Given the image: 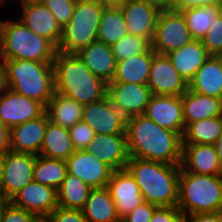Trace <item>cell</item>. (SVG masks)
<instances>
[{
	"label": "cell",
	"instance_id": "6da1fadb",
	"mask_svg": "<svg viewBox=\"0 0 222 222\" xmlns=\"http://www.w3.org/2000/svg\"><path fill=\"white\" fill-rule=\"evenodd\" d=\"M126 138L130 157L180 165L182 136L165 129L146 115L127 118Z\"/></svg>",
	"mask_w": 222,
	"mask_h": 222
},
{
	"label": "cell",
	"instance_id": "7a4b0ae2",
	"mask_svg": "<svg viewBox=\"0 0 222 222\" xmlns=\"http://www.w3.org/2000/svg\"><path fill=\"white\" fill-rule=\"evenodd\" d=\"M52 65L55 92L81 105L98 101L107 95V83L94 75L76 54L57 51Z\"/></svg>",
	"mask_w": 222,
	"mask_h": 222
},
{
	"label": "cell",
	"instance_id": "3957f363",
	"mask_svg": "<svg viewBox=\"0 0 222 222\" xmlns=\"http://www.w3.org/2000/svg\"><path fill=\"white\" fill-rule=\"evenodd\" d=\"M180 168L134 157L125 167L139 185L144 201L157 207L177 206Z\"/></svg>",
	"mask_w": 222,
	"mask_h": 222
},
{
	"label": "cell",
	"instance_id": "277c9868",
	"mask_svg": "<svg viewBox=\"0 0 222 222\" xmlns=\"http://www.w3.org/2000/svg\"><path fill=\"white\" fill-rule=\"evenodd\" d=\"M4 61L7 88L46 106L55 93L52 63L20 59Z\"/></svg>",
	"mask_w": 222,
	"mask_h": 222
},
{
	"label": "cell",
	"instance_id": "5b68a950",
	"mask_svg": "<svg viewBox=\"0 0 222 222\" xmlns=\"http://www.w3.org/2000/svg\"><path fill=\"white\" fill-rule=\"evenodd\" d=\"M177 207L183 213H221L222 175L195 174L180 168Z\"/></svg>",
	"mask_w": 222,
	"mask_h": 222
},
{
	"label": "cell",
	"instance_id": "8992f818",
	"mask_svg": "<svg viewBox=\"0 0 222 222\" xmlns=\"http://www.w3.org/2000/svg\"><path fill=\"white\" fill-rule=\"evenodd\" d=\"M57 48L46 38L34 34L18 19L0 20V57L52 63Z\"/></svg>",
	"mask_w": 222,
	"mask_h": 222
},
{
	"label": "cell",
	"instance_id": "52a82bcc",
	"mask_svg": "<svg viewBox=\"0 0 222 222\" xmlns=\"http://www.w3.org/2000/svg\"><path fill=\"white\" fill-rule=\"evenodd\" d=\"M104 6L96 0L76 2L70 21L62 29L57 51L76 54L97 41L98 27Z\"/></svg>",
	"mask_w": 222,
	"mask_h": 222
},
{
	"label": "cell",
	"instance_id": "ba28073f",
	"mask_svg": "<svg viewBox=\"0 0 222 222\" xmlns=\"http://www.w3.org/2000/svg\"><path fill=\"white\" fill-rule=\"evenodd\" d=\"M193 40L181 12L163 8L157 18L156 28L151 41L152 49L161 55L183 47Z\"/></svg>",
	"mask_w": 222,
	"mask_h": 222
},
{
	"label": "cell",
	"instance_id": "9c48e42d",
	"mask_svg": "<svg viewBox=\"0 0 222 222\" xmlns=\"http://www.w3.org/2000/svg\"><path fill=\"white\" fill-rule=\"evenodd\" d=\"M45 106L31 98L15 93L9 88L0 91V122L9 129L38 118Z\"/></svg>",
	"mask_w": 222,
	"mask_h": 222
},
{
	"label": "cell",
	"instance_id": "30bf717a",
	"mask_svg": "<svg viewBox=\"0 0 222 222\" xmlns=\"http://www.w3.org/2000/svg\"><path fill=\"white\" fill-rule=\"evenodd\" d=\"M107 96L111 104L128 118L145 113L152 93L147 85L110 82Z\"/></svg>",
	"mask_w": 222,
	"mask_h": 222
},
{
	"label": "cell",
	"instance_id": "8fae6325",
	"mask_svg": "<svg viewBox=\"0 0 222 222\" xmlns=\"http://www.w3.org/2000/svg\"><path fill=\"white\" fill-rule=\"evenodd\" d=\"M127 33L153 39L157 18L163 9L150 0H127L121 7Z\"/></svg>",
	"mask_w": 222,
	"mask_h": 222
},
{
	"label": "cell",
	"instance_id": "7c38bea8",
	"mask_svg": "<svg viewBox=\"0 0 222 222\" xmlns=\"http://www.w3.org/2000/svg\"><path fill=\"white\" fill-rule=\"evenodd\" d=\"M147 86L152 95L182 96L188 84L182 79L167 55L155 54L152 59Z\"/></svg>",
	"mask_w": 222,
	"mask_h": 222
},
{
	"label": "cell",
	"instance_id": "4fadbf2b",
	"mask_svg": "<svg viewBox=\"0 0 222 222\" xmlns=\"http://www.w3.org/2000/svg\"><path fill=\"white\" fill-rule=\"evenodd\" d=\"M9 201L39 219H46L58 207V194L57 189L53 187L31 181Z\"/></svg>",
	"mask_w": 222,
	"mask_h": 222
},
{
	"label": "cell",
	"instance_id": "5bb4252c",
	"mask_svg": "<svg viewBox=\"0 0 222 222\" xmlns=\"http://www.w3.org/2000/svg\"><path fill=\"white\" fill-rule=\"evenodd\" d=\"M82 121L96 134H126L127 118L110 102L108 96L84 105Z\"/></svg>",
	"mask_w": 222,
	"mask_h": 222
},
{
	"label": "cell",
	"instance_id": "9a60e30c",
	"mask_svg": "<svg viewBox=\"0 0 222 222\" xmlns=\"http://www.w3.org/2000/svg\"><path fill=\"white\" fill-rule=\"evenodd\" d=\"M36 156L11 150L4 154L3 199L9 201L26 184L33 181Z\"/></svg>",
	"mask_w": 222,
	"mask_h": 222
},
{
	"label": "cell",
	"instance_id": "2e32d148",
	"mask_svg": "<svg viewBox=\"0 0 222 222\" xmlns=\"http://www.w3.org/2000/svg\"><path fill=\"white\" fill-rule=\"evenodd\" d=\"M67 171L92 188L107 187L113 169L86 150H77L66 160Z\"/></svg>",
	"mask_w": 222,
	"mask_h": 222
},
{
	"label": "cell",
	"instance_id": "e0dca14e",
	"mask_svg": "<svg viewBox=\"0 0 222 222\" xmlns=\"http://www.w3.org/2000/svg\"><path fill=\"white\" fill-rule=\"evenodd\" d=\"M160 127L181 136L185 130L181 96L152 95L144 113Z\"/></svg>",
	"mask_w": 222,
	"mask_h": 222
},
{
	"label": "cell",
	"instance_id": "ac0fdd59",
	"mask_svg": "<svg viewBox=\"0 0 222 222\" xmlns=\"http://www.w3.org/2000/svg\"><path fill=\"white\" fill-rule=\"evenodd\" d=\"M85 150L114 171L125 169L130 159L126 134H95Z\"/></svg>",
	"mask_w": 222,
	"mask_h": 222
},
{
	"label": "cell",
	"instance_id": "d6986e66",
	"mask_svg": "<svg viewBox=\"0 0 222 222\" xmlns=\"http://www.w3.org/2000/svg\"><path fill=\"white\" fill-rule=\"evenodd\" d=\"M47 124L48 116L44 112L38 118L11 128L9 134L10 150L39 155Z\"/></svg>",
	"mask_w": 222,
	"mask_h": 222
},
{
	"label": "cell",
	"instance_id": "ffe728a7",
	"mask_svg": "<svg viewBox=\"0 0 222 222\" xmlns=\"http://www.w3.org/2000/svg\"><path fill=\"white\" fill-rule=\"evenodd\" d=\"M107 188L120 218L144 201L139 185L126 169L113 171Z\"/></svg>",
	"mask_w": 222,
	"mask_h": 222
},
{
	"label": "cell",
	"instance_id": "44dd1931",
	"mask_svg": "<svg viewBox=\"0 0 222 222\" xmlns=\"http://www.w3.org/2000/svg\"><path fill=\"white\" fill-rule=\"evenodd\" d=\"M181 169L195 174L222 175L213 144H182Z\"/></svg>",
	"mask_w": 222,
	"mask_h": 222
},
{
	"label": "cell",
	"instance_id": "7402d4cb",
	"mask_svg": "<svg viewBox=\"0 0 222 222\" xmlns=\"http://www.w3.org/2000/svg\"><path fill=\"white\" fill-rule=\"evenodd\" d=\"M22 10V18L18 20L57 48L62 37V28L50 10L43 3L22 6Z\"/></svg>",
	"mask_w": 222,
	"mask_h": 222
},
{
	"label": "cell",
	"instance_id": "603a6c76",
	"mask_svg": "<svg viewBox=\"0 0 222 222\" xmlns=\"http://www.w3.org/2000/svg\"><path fill=\"white\" fill-rule=\"evenodd\" d=\"M76 55L94 75L107 84L112 82L117 64L112 46L94 41L79 50Z\"/></svg>",
	"mask_w": 222,
	"mask_h": 222
},
{
	"label": "cell",
	"instance_id": "cb8c5ba5",
	"mask_svg": "<svg viewBox=\"0 0 222 222\" xmlns=\"http://www.w3.org/2000/svg\"><path fill=\"white\" fill-rule=\"evenodd\" d=\"M182 79L189 84L198 69L211 57L201 40L193 39L183 47L166 54Z\"/></svg>",
	"mask_w": 222,
	"mask_h": 222
},
{
	"label": "cell",
	"instance_id": "d4e9b609",
	"mask_svg": "<svg viewBox=\"0 0 222 222\" xmlns=\"http://www.w3.org/2000/svg\"><path fill=\"white\" fill-rule=\"evenodd\" d=\"M185 127L192 122L222 116V99L193 92L189 89L181 96Z\"/></svg>",
	"mask_w": 222,
	"mask_h": 222
},
{
	"label": "cell",
	"instance_id": "484cf974",
	"mask_svg": "<svg viewBox=\"0 0 222 222\" xmlns=\"http://www.w3.org/2000/svg\"><path fill=\"white\" fill-rule=\"evenodd\" d=\"M156 52L150 47L145 53L117 61L112 82L147 85L153 56Z\"/></svg>",
	"mask_w": 222,
	"mask_h": 222
},
{
	"label": "cell",
	"instance_id": "4316f807",
	"mask_svg": "<svg viewBox=\"0 0 222 222\" xmlns=\"http://www.w3.org/2000/svg\"><path fill=\"white\" fill-rule=\"evenodd\" d=\"M81 210L88 222H121L107 187L92 188Z\"/></svg>",
	"mask_w": 222,
	"mask_h": 222
},
{
	"label": "cell",
	"instance_id": "83f0119b",
	"mask_svg": "<svg viewBox=\"0 0 222 222\" xmlns=\"http://www.w3.org/2000/svg\"><path fill=\"white\" fill-rule=\"evenodd\" d=\"M188 89L222 99V66L216 56L209 57L198 69Z\"/></svg>",
	"mask_w": 222,
	"mask_h": 222
},
{
	"label": "cell",
	"instance_id": "f1b7e54d",
	"mask_svg": "<svg viewBox=\"0 0 222 222\" xmlns=\"http://www.w3.org/2000/svg\"><path fill=\"white\" fill-rule=\"evenodd\" d=\"M83 109L84 105L57 92L45 106L48 120L67 129L82 121Z\"/></svg>",
	"mask_w": 222,
	"mask_h": 222
},
{
	"label": "cell",
	"instance_id": "f546056e",
	"mask_svg": "<svg viewBox=\"0 0 222 222\" xmlns=\"http://www.w3.org/2000/svg\"><path fill=\"white\" fill-rule=\"evenodd\" d=\"M74 151L69 130L48 120L39 155L66 161Z\"/></svg>",
	"mask_w": 222,
	"mask_h": 222
},
{
	"label": "cell",
	"instance_id": "4dcf8cb0",
	"mask_svg": "<svg viewBox=\"0 0 222 222\" xmlns=\"http://www.w3.org/2000/svg\"><path fill=\"white\" fill-rule=\"evenodd\" d=\"M222 132V116L189 123L182 135V144H215Z\"/></svg>",
	"mask_w": 222,
	"mask_h": 222
},
{
	"label": "cell",
	"instance_id": "1f68e13d",
	"mask_svg": "<svg viewBox=\"0 0 222 222\" xmlns=\"http://www.w3.org/2000/svg\"><path fill=\"white\" fill-rule=\"evenodd\" d=\"M92 187L67 172L61 186L57 190L58 206L66 209H82Z\"/></svg>",
	"mask_w": 222,
	"mask_h": 222
},
{
	"label": "cell",
	"instance_id": "d6a6232c",
	"mask_svg": "<svg viewBox=\"0 0 222 222\" xmlns=\"http://www.w3.org/2000/svg\"><path fill=\"white\" fill-rule=\"evenodd\" d=\"M127 34L120 7H105L98 27L97 41L113 46Z\"/></svg>",
	"mask_w": 222,
	"mask_h": 222
},
{
	"label": "cell",
	"instance_id": "836d02e7",
	"mask_svg": "<svg viewBox=\"0 0 222 222\" xmlns=\"http://www.w3.org/2000/svg\"><path fill=\"white\" fill-rule=\"evenodd\" d=\"M67 172L66 161L37 155L33 168V181L58 190Z\"/></svg>",
	"mask_w": 222,
	"mask_h": 222
},
{
	"label": "cell",
	"instance_id": "e575fe53",
	"mask_svg": "<svg viewBox=\"0 0 222 222\" xmlns=\"http://www.w3.org/2000/svg\"><path fill=\"white\" fill-rule=\"evenodd\" d=\"M186 21L193 39L201 40L208 32L210 25L222 13V9L214 6L190 8L180 11Z\"/></svg>",
	"mask_w": 222,
	"mask_h": 222
},
{
	"label": "cell",
	"instance_id": "d590c367",
	"mask_svg": "<svg viewBox=\"0 0 222 222\" xmlns=\"http://www.w3.org/2000/svg\"><path fill=\"white\" fill-rule=\"evenodd\" d=\"M150 47L151 43L146 38L127 33L112 46V51L116 61H121L145 53Z\"/></svg>",
	"mask_w": 222,
	"mask_h": 222
},
{
	"label": "cell",
	"instance_id": "8d00e7d4",
	"mask_svg": "<svg viewBox=\"0 0 222 222\" xmlns=\"http://www.w3.org/2000/svg\"><path fill=\"white\" fill-rule=\"evenodd\" d=\"M201 42L211 56L222 54V13L213 22V25H210Z\"/></svg>",
	"mask_w": 222,
	"mask_h": 222
},
{
	"label": "cell",
	"instance_id": "74e56055",
	"mask_svg": "<svg viewBox=\"0 0 222 222\" xmlns=\"http://www.w3.org/2000/svg\"><path fill=\"white\" fill-rule=\"evenodd\" d=\"M43 4L56 18L58 24L63 27L70 21L76 4L75 0H44Z\"/></svg>",
	"mask_w": 222,
	"mask_h": 222
},
{
	"label": "cell",
	"instance_id": "f35d334b",
	"mask_svg": "<svg viewBox=\"0 0 222 222\" xmlns=\"http://www.w3.org/2000/svg\"><path fill=\"white\" fill-rule=\"evenodd\" d=\"M72 146L75 151L85 150L95 137V131L85 122L81 121L68 129Z\"/></svg>",
	"mask_w": 222,
	"mask_h": 222
},
{
	"label": "cell",
	"instance_id": "ab89813d",
	"mask_svg": "<svg viewBox=\"0 0 222 222\" xmlns=\"http://www.w3.org/2000/svg\"><path fill=\"white\" fill-rule=\"evenodd\" d=\"M39 220L33 213L16 207L10 201L4 205L1 222H38Z\"/></svg>",
	"mask_w": 222,
	"mask_h": 222
},
{
	"label": "cell",
	"instance_id": "60d3db41",
	"mask_svg": "<svg viewBox=\"0 0 222 222\" xmlns=\"http://www.w3.org/2000/svg\"><path fill=\"white\" fill-rule=\"evenodd\" d=\"M46 222H88L80 209L57 207L46 219Z\"/></svg>",
	"mask_w": 222,
	"mask_h": 222
},
{
	"label": "cell",
	"instance_id": "b9f144b4",
	"mask_svg": "<svg viewBox=\"0 0 222 222\" xmlns=\"http://www.w3.org/2000/svg\"><path fill=\"white\" fill-rule=\"evenodd\" d=\"M156 208L157 206L154 204L143 201L131 212L122 217L121 222H149Z\"/></svg>",
	"mask_w": 222,
	"mask_h": 222
},
{
	"label": "cell",
	"instance_id": "7bdbcfd3",
	"mask_svg": "<svg viewBox=\"0 0 222 222\" xmlns=\"http://www.w3.org/2000/svg\"><path fill=\"white\" fill-rule=\"evenodd\" d=\"M183 213L177 206L157 207L149 222H182Z\"/></svg>",
	"mask_w": 222,
	"mask_h": 222
},
{
	"label": "cell",
	"instance_id": "ee69618b",
	"mask_svg": "<svg viewBox=\"0 0 222 222\" xmlns=\"http://www.w3.org/2000/svg\"><path fill=\"white\" fill-rule=\"evenodd\" d=\"M204 6H214L222 9V0H175L171 9L180 12L186 9Z\"/></svg>",
	"mask_w": 222,
	"mask_h": 222
},
{
	"label": "cell",
	"instance_id": "f6af8a7d",
	"mask_svg": "<svg viewBox=\"0 0 222 222\" xmlns=\"http://www.w3.org/2000/svg\"><path fill=\"white\" fill-rule=\"evenodd\" d=\"M182 222H222V212L183 215Z\"/></svg>",
	"mask_w": 222,
	"mask_h": 222
},
{
	"label": "cell",
	"instance_id": "bcb514c9",
	"mask_svg": "<svg viewBox=\"0 0 222 222\" xmlns=\"http://www.w3.org/2000/svg\"><path fill=\"white\" fill-rule=\"evenodd\" d=\"M10 129L0 122V155L10 151Z\"/></svg>",
	"mask_w": 222,
	"mask_h": 222
},
{
	"label": "cell",
	"instance_id": "7dc6e473",
	"mask_svg": "<svg viewBox=\"0 0 222 222\" xmlns=\"http://www.w3.org/2000/svg\"><path fill=\"white\" fill-rule=\"evenodd\" d=\"M104 7H121L127 0H96Z\"/></svg>",
	"mask_w": 222,
	"mask_h": 222
},
{
	"label": "cell",
	"instance_id": "c3c4849f",
	"mask_svg": "<svg viewBox=\"0 0 222 222\" xmlns=\"http://www.w3.org/2000/svg\"><path fill=\"white\" fill-rule=\"evenodd\" d=\"M0 62V91H2L4 88H6V83H5V61L1 57Z\"/></svg>",
	"mask_w": 222,
	"mask_h": 222
},
{
	"label": "cell",
	"instance_id": "681fc988",
	"mask_svg": "<svg viewBox=\"0 0 222 222\" xmlns=\"http://www.w3.org/2000/svg\"><path fill=\"white\" fill-rule=\"evenodd\" d=\"M4 155H0V199H3Z\"/></svg>",
	"mask_w": 222,
	"mask_h": 222
},
{
	"label": "cell",
	"instance_id": "f907efd6",
	"mask_svg": "<svg viewBox=\"0 0 222 222\" xmlns=\"http://www.w3.org/2000/svg\"><path fill=\"white\" fill-rule=\"evenodd\" d=\"M214 145L216 147L218 160H219L220 166L222 168V132H221L220 136L218 137L217 142Z\"/></svg>",
	"mask_w": 222,
	"mask_h": 222
},
{
	"label": "cell",
	"instance_id": "816d5d0a",
	"mask_svg": "<svg viewBox=\"0 0 222 222\" xmlns=\"http://www.w3.org/2000/svg\"><path fill=\"white\" fill-rule=\"evenodd\" d=\"M151 2L159 4L162 8H171L175 0H150Z\"/></svg>",
	"mask_w": 222,
	"mask_h": 222
},
{
	"label": "cell",
	"instance_id": "f5cc1de1",
	"mask_svg": "<svg viewBox=\"0 0 222 222\" xmlns=\"http://www.w3.org/2000/svg\"><path fill=\"white\" fill-rule=\"evenodd\" d=\"M44 0H21L22 6L32 5V4H42Z\"/></svg>",
	"mask_w": 222,
	"mask_h": 222
},
{
	"label": "cell",
	"instance_id": "db71d44e",
	"mask_svg": "<svg viewBox=\"0 0 222 222\" xmlns=\"http://www.w3.org/2000/svg\"><path fill=\"white\" fill-rule=\"evenodd\" d=\"M8 202V200L0 199V222L3 214L4 205Z\"/></svg>",
	"mask_w": 222,
	"mask_h": 222
},
{
	"label": "cell",
	"instance_id": "11a10c76",
	"mask_svg": "<svg viewBox=\"0 0 222 222\" xmlns=\"http://www.w3.org/2000/svg\"><path fill=\"white\" fill-rule=\"evenodd\" d=\"M216 57L219 59V61H220V63H221V66H222V54H219V55H217Z\"/></svg>",
	"mask_w": 222,
	"mask_h": 222
},
{
	"label": "cell",
	"instance_id": "9f6ffc18",
	"mask_svg": "<svg viewBox=\"0 0 222 222\" xmlns=\"http://www.w3.org/2000/svg\"><path fill=\"white\" fill-rule=\"evenodd\" d=\"M38 222H46L45 219H40Z\"/></svg>",
	"mask_w": 222,
	"mask_h": 222
},
{
	"label": "cell",
	"instance_id": "6f0895ef",
	"mask_svg": "<svg viewBox=\"0 0 222 222\" xmlns=\"http://www.w3.org/2000/svg\"><path fill=\"white\" fill-rule=\"evenodd\" d=\"M76 2H80V1H90V0H75Z\"/></svg>",
	"mask_w": 222,
	"mask_h": 222
},
{
	"label": "cell",
	"instance_id": "680465c9",
	"mask_svg": "<svg viewBox=\"0 0 222 222\" xmlns=\"http://www.w3.org/2000/svg\"><path fill=\"white\" fill-rule=\"evenodd\" d=\"M4 1H7V0H0V2L3 4V3H5Z\"/></svg>",
	"mask_w": 222,
	"mask_h": 222
}]
</instances>
